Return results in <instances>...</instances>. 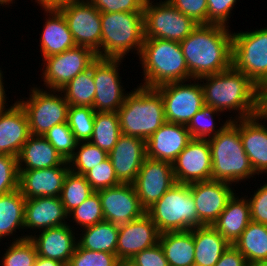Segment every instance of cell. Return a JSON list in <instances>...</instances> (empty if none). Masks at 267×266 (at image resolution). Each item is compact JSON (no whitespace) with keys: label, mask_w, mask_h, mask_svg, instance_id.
Instances as JSON below:
<instances>
[{"label":"cell","mask_w":267,"mask_h":266,"mask_svg":"<svg viewBox=\"0 0 267 266\" xmlns=\"http://www.w3.org/2000/svg\"><path fill=\"white\" fill-rule=\"evenodd\" d=\"M197 216L203 226H212L236 193L231 183L208 180L189 184Z\"/></svg>","instance_id":"ac0fdd59"},{"label":"cell","mask_w":267,"mask_h":266,"mask_svg":"<svg viewBox=\"0 0 267 266\" xmlns=\"http://www.w3.org/2000/svg\"><path fill=\"white\" fill-rule=\"evenodd\" d=\"M117 113L121 133L145 141L166 122L160 92L141 85L128 92Z\"/></svg>","instance_id":"5b68a950"},{"label":"cell","mask_w":267,"mask_h":266,"mask_svg":"<svg viewBox=\"0 0 267 266\" xmlns=\"http://www.w3.org/2000/svg\"><path fill=\"white\" fill-rule=\"evenodd\" d=\"M84 176L94 191L115 187L121 184L116 177L115 170L109 157L92 168Z\"/></svg>","instance_id":"f6af8a7d"},{"label":"cell","mask_w":267,"mask_h":266,"mask_svg":"<svg viewBox=\"0 0 267 266\" xmlns=\"http://www.w3.org/2000/svg\"><path fill=\"white\" fill-rule=\"evenodd\" d=\"M18 170L28 171L69 165L56 149L43 137L30 135L17 157Z\"/></svg>","instance_id":"83f0119b"},{"label":"cell","mask_w":267,"mask_h":266,"mask_svg":"<svg viewBox=\"0 0 267 266\" xmlns=\"http://www.w3.org/2000/svg\"><path fill=\"white\" fill-rule=\"evenodd\" d=\"M13 2L15 3V0H0V6L9 7V6H11L9 4H12Z\"/></svg>","instance_id":"680465c9"},{"label":"cell","mask_w":267,"mask_h":266,"mask_svg":"<svg viewBox=\"0 0 267 266\" xmlns=\"http://www.w3.org/2000/svg\"><path fill=\"white\" fill-rule=\"evenodd\" d=\"M97 54L84 46H75L62 53L44 58L43 85L47 90H60L79 73L90 68Z\"/></svg>","instance_id":"8fae6325"},{"label":"cell","mask_w":267,"mask_h":266,"mask_svg":"<svg viewBox=\"0 0 267 266\" xmlns=\"http://www.w3.org/2000/svg\"><path fill=\"white\" fill-rule=\"evenodd\" d=\"M143 68V83L139 85L156 88L158 86L192 80L179 42L144 38L140 56Z\"/></svg>","instance_id":"3957f363"},{"label":"cell","mask_w":267,"mask_h":266,"mask_svg":"<svg viewBox=\"0 0 267 266\" xmlns=\"http://www.w3.org/2000/svg\"><path fill=\"white\" fill-rule=\"evenodd\" d=\"M34 266H66L64 263L37 255Z\"/></svg>","instance_id":"9f6ffc18"},{"label":"cell","mask_w":267,"mask_h":266,"mask_svg":"<svg viewBox=\"0 0 267 266\" xmlns=\"http://www.w3.org/2000/svg\"><path fill=\"white\" fill-rule=\"evenodd\" d=\"M159 243L169 266H194L193 228L185 231L160 233Z\"/></svg>","instance_id":"4dcf8cb0"},{"label":"cell","mask_w":267,"mask_h":266,"mask_svg":"<svg viewBox=\"0 0 267 266\" xmlns=\"http://www.w3.org/2000/svg\"><path fill=\"white\" fill-rule=\"evenodd\" d=\"M25 203L19 189L0 195V242L16 235V229L24 230Z\"/></svg>","instance_id":"1f68e13d"},{"label":"cell","mask_w":267,"mask_h":266,"mask_svg":"<svg viewBox=\"0 0 267 266\" xmlns=\"http://www.w3.org/2000/svg\"><path fill=\"white\" fill-rule=\"evenodd\" d=\"M131 259L139 266H169L160 243L140 251Z\"/></svg>","instance_id":"816d5d0a"},{"label":"cell","mask_w":267,"mask_h":266,"mask_svg":"<svg viewBox=\"0 0 267 266\" xmlns=\"http://www.w3.org/2000/svg\"><path fill=\"white\" fill-rule=\"evenodd\" d=\"M68 213L63 206L60 197H35L26 199L24 231H38L68 224ZM35 230V231H34Z\"/></svg>","instance_id":"d4e9b609"},{"label":"cell","mask_w":267,"mask_h":266,"mask_svg":"<svg viewBox=\"0 0 267 266\" xmlns=\"http://www.w3.org/2000/svg\"><path fill=\"white\" fill-rule=\"evenodd\" d=\"M43 137L66 161L73 156L78 142L67 122L53 126Z\"/></svg>","instance_id":"7bdbcfd3"},{"label":"cell","mask_w":267,"mask_h":266,"mask_svg":"<svg viewBox=\"0 0 267 266\" xmlns=\"http://www.w3.org/2000/svg\"><path fill=\"white\" fill-rule=\"evenodd\" d=\"M95 110L88 106H69L67 123L77 142L90 141L94 127Z\"/></svg>","instance_id":"60d3db41"},{"label":"cell","mask_w":267,"mask_h":266,"mask_svg":"<svg viewBox=\"0 0 267 266\" xmlns=\"http://www.w3.org/2000/svg\"><path fill=\"white\" fill-rule=\"evenodd\" d=\"M231 66L267 92V27L232 33Z\"/></svg>","instance_id":"ba28073f"},{"label":"cell","mask_w":267,"mask_h":266,"mask_svg":"<svg viewBox=\"0 0 267 266\" xmlns=\"http://www.w3.org/2000/svg\"><path fill=\"white\" fill-rule=\"evenodd\" d=\"M238 0H207L208 24L230 27L229 19Z\"/></svg>","instance_id":"681fc988"},{"label":"cell","mask_w":267,"mask_h":266,"mask_svg":"<svg viewBox=\"0 0 267 266\" xmlns=\"http://www.w3.org/2000/svg\"><path fill=\"white\" fill-rule=\"evenodd\" d=\"M108 157L105 150L90 141L78 142L73 156L68 160L70 171L85 175Z\"/></svg>","instance_id":"ab89813d"},{"label":"cell","mask_w":267,"mask_h":266,"mask_svg":"<svg viewBox=\"0 0 267 266\" xmlns=\"http://www.w3.org/2000/svg\"><path fill=\"white\" fill-rule=\"evenodd\" d=\"M22 235L20 237L16 235L12 242H8L11 244L1 257V266H34L37 258L35 245L27 234Z\"/></svg>","instance_id":"f35d334b"},{"label":"cell","mask_w":267,"mask_h":266,"mask_svg":"<svg viewBox=\"0 0 267 266\" xmlns=\"http://www.w3.org/2000/svg\"><path fill=\"white\" fill-rule=\"evenodd\" d=\"M156 89L163 98L165 119L169 123L187 125L205 105L203 90L198 79H192V82L188 80L167 83Z\"/></svg>","instance_id":"7c38bea8"},{"label":"cell","mask_w":267,"mask_h":266,"mask_svg":"<svg viewBox=\"0 0 267 266\" xmlns=\"http://www.w3.org/2000/svg\"><path fill=\"white\" fill-rule=\"evenodd\" d=\"M68 218H72L70 223L73 221L76 227L80 226L82 229L104 221L99 194L95 191L81 205L72 210Z\"/></svg>","instance_id":"b9f144b4"},{"label":"cell","mask_w":267,"mask_h":266,"mask_svg":"<svg viewBox=\"0 0 267 266\" xmlns=\"http://www.w3.org/2000/svg\"><path fill=\"white\" fill-rule=\"evenodd\" d=\"M118 260L116 254L90 251L77 244L67 266H117Z\"/></svg>","instance_id":"ee69618b"},{"label":"cell","mask_w":267,"mask_h":266,"mask_svg":"<svg viewBox=\"0 0 267 266\" xmlns=\"http://www.w3.org/2000/svg\"><path fill=\"white\" fill-rule=\"evenodd\" d=\"M101 29L98 57L124 60L130 51L140 56L144 42L143 12H101Z\"/></svg>","instance_id":"8992f818"},{"label":"cell","mask_w":267,"mask_h":266,"mask_svg":"<svg viewBox=\"0 0 267 266\" xmlns=\"http://www.w3.org/2000/svg\"><path fill=\"white\" fill-rule=\"evenodd\" d=\"M191 140L186 125L165 122L146 140V156L172 164Z\"/></svg>","instance_id":"7402d4cb"},{"label":"cell","mask_w":267,"mask_h":266,"mask_svg":"<svg viewBox=\"0 0 267 266\" xmlns=\"http://www.w3.org/2000/svg\"><path fill=\"white\" fill-rule=\"evenodd\" d=\"M260 183L250 198L245 195L250 204L251 221L267 225V182Z\"/></svg>","instance_id":"f907efd6"},{"label":"cell","mask_w":267,"mask_h":266,"mask_svg":"<svg viewBox=\"0 0 267 266\" xmlns=\"http://www.w3.org/2000/svg\"><path fill=\"white\" fill-rule=\"evenodd\" d=\"M19 170L16 156L0 154V195L17 190Z\"/></svg>","instance_id":"bcb514c9"},{"label":"cell","mask_w":267,"mask_h":266,"mask_svg":"<svg viewBox=\"0 0 267 266\" xmlns=\"http://www.w3.org/2000/svg\"><path fill=\"white\" fill-rule=\"evenodd\" d=\"M220 114V111L217 109L204 105L186 125L192 139H209L217 135L231 121L230 119H226L223 122L224 124H220L218 129L214 117L217 116L221 120V117H219Z\"/></svg>","instance_id":"74e56055"},{"label":"cell","mask_w":267,"mask_h":266,"mask_svg":"<svg viewBox=\"0 0 267 266\" xmlns=\"http://www.w3.org/2000/svg\"><path fill=\"white\" fill-rule=\"evenodd\" d=\"M198 80L204 104L221 113H236V116L228 117L231 121L255 116L265 109V94L249 77L232 66Z\"/></svg>","instance_id":"6da1fadb"},{"label":"cell","mask_w":267,"mask_h":266,"mask_svg":"<svg viewBox=\"0 0 267 266\" xmlns=\"http://www.w3.org/2000/svg\"><path fill=\"white\" fill-rule=\"evenodd\" d=\"M249 266H267V260L255 262Z\"/></svg>","instance_id":"91938a15"},{"label":"cell","mask_w":267,"mask_h":266,"mask_svg":"<svg viewBox=\"0 0 267 266\" xmlns=\"http://www.w3.org/2000/svg\"><path fill=\"white\" fill-rule=\"evenodd\" d=\"M30 135L28 118L18 102L0 112V154L18 157Z\"/></svg>","instance_id":"484cf974"},{"label":"cell","mask_w":267,"mask_h":266,"mask_svg":"<svg viewBox=\"0 0 267 266\" xmlns=\"http://www.w3.org/2000/svg\"><path fill=\"white\" fill-rule=\"evenodd\" d=\"M58 10L65 17L75 44L97 53L101 49V12L88 0L68 3Z\"/></svg>","instance_id":"5bb4252c"},{"label":"cell","mask_w":267,"mask_h":266,"mask_svg":"<svg viewBox=\"0 0 267 266\" xmlns=\"http://www.w3.org/2000/svg\"><path fill=\"white\" fill-rule=\"evenodd\" d=\"M77 244L90 251H102L116 254L119 226L112 222L102 221L93 226L81 229Z\"/></svg>","instance_id":"d6a6232c"},{"label":"cell","mask_w":267,"mask_h":266,"mask_svg":"<svg viewBox=\"0 0 267 266\" xmlns=\"http://www.w3.org/2000/svg\"><path fill=\"white\" fill-rule=\"evenodd\" d=\"M117 112H95L90 142L109 153L121 135Z\"/></svg>","instance_id":"d590c367"},{"label":"cell","mask_w":267,"mask_h":266,"mask_svg":"<svg viewBox=\"0 0 267 266\" xmlns=\"http://www.w3.org/2000/svg\"><path fill=\"white\" fill-rule=\"evenodd\" d=\"M94 192L84 175L69 171L63 183L60 199L69 214Z\"/></svg>","instance_id":"8d00e7d4"},{"label":"cell","mask_w":267,"mask_h":266,"mask_svg":"<svg viewBox=\"0 0 267 266\" xmlns=\"http://www.w3.org/2000/svg\"><path fill=\"white\" fill-rule=\"evenodd\" d=\"M265 110L267 111V92L265 93Z\"/></svg>","instance_id":"94428289"},{"label":"cell","mask_w":267,"mask_h":266,"mask_svg":"<svg viewBox=\"0 0 267 266\" xmlns=\"http://www.w3.org/2000/svg\"><path fill=\"white\" fill-rule=\"evenodd\" d=\"M263 120L266 123L265 109L255 116L240 119L242 146L257 175L267 174V125Z\"/></svg>","instance_id":"cb8c5ba5"},{"label":"cell","mask_w":267,"mask_h":266,"mask_svg":"<svg viewBox=\"0 0 267 266\" xmlns=\"http://www.w3.org/2000/svg\"><path fill=\"white\" fill-rule=\"evenodd\" d=\"M159 236L156 225L145 213L141 218L119 226L116 256L118 259L132 258L159 243Z\"/></svg>","instance_id":"ffe728a7"},{"label":"cell","mask_w":267,"mask_h":266,"mask_svg":"<svg viewBox=\"0 0 267 266\" xmlns=\"http://www.w3.org/2000/svg\"><path fill=\"white\" fill-rule=\"evenodd\" d=\"M117 266H139V265L131 258H124L118 260Z\"/></svg>","instance_id":"6f0895ef"},{"label":"cell","mask_w":267,"mask_h":266,"mask_svg":"<svg viewBox=\"0 0 267 266\" xmlns=\"http://www.w3.org/2000/svg\"><path fill=\"white\" fill-rule=\"evenodd\" d=\"M215 266H249V264L245 256L234 245H229Z\"/></svg>","instance_id":"f5cc1de1"},{"label":"cell","mask_w":267,"mask_h":266,"mask_svg":"<svg viewBox=\"0 0 267 266\" xmlns=\"http://www.w3.org/2000/svg\"><path fill=\"white\" fill-rule=\"evenodd\" d=\"M208 142L212 158V180L239 185L256 175L242 146L240 119L230 121Z\"/></svg>","instance_id":"277c9868"},{"label":"cell","mask_w":267,"mask_h":266,"mask_svg":"<svg viewBox=\"0 0 267 266\" xmlns=\"http://www.w3.org/2000/svg\"><path fill=\"white\" fill-rule=\"evenodd\" d=\"M98 11L143 12L146 0H88Z\"/></svg>","instance_id":"c3c4849f"},{"label":"cell","mask_w":267,"mask_h":266,"mask_svg":"<svg viewBox=\"0 0 267 266\" xmlns=\"http://www.w3.org/2000/svg\"><path fill=\"white\" fill-rule=\"evenodd\" d=\"M194 266H215L231 245L213 226L193 228Z\"/></svg>","instance_id":"f546056e"},{"label":"cell","mask_w":267,"mask_h":266,"mask_svg":"<svg viewBox=\"0 0 267 266\" xmlns=\"http://www.w3.org/2000/svg\"><path fill=\"white\" fill-rule=\"evenodd\" d=\"M143 14L144 38H158L180 43L199 25L167 0H159L156 3L146 0Z\"/></svg>","instance_id":"30bf717a"},{"label":"cell","mask_w":267,"mask_h":266,"mask_svg":"<svg viewBox=\"0 0 267 266\" xmlns=\"http://www.w3.org/2000/svg\"><path fill=\"white\" fill-rule=\"evenodd\" d=\"M123 59L100 58L93 62L96 87L93 109L95 112H117L128 94L123 88L119 71ZM122 83V84H121ZM127 92V93H126Z\"/></svg>","instance_id":"4fadbf2b"},{"label":"cell","mask_w":267,"mask_h":266,"mask_svg":"<svg viewBox=\"0 0 267 266\" xmlns=\"http://www.w3.org/2000/svg\"><path fill=\"white\" fill-rule=\"evenodd\" d=\"M69 165L19 171V191L26 199L60 197Z\"/></svg>","instance_id":"603a6c76"},{"label":"cell","mask_w":267,"mask_h":266,"mask_svg":"<svg viewBox=\"0 0 267 266\" xmlns=\"http://www.w3.org/2000/svg\"><path fill=\"white\" fill-rule=\"evenodd\" d=\"M33 86L29 97L17 99V102L26 113L30 134L43 136L53 126L67 122L69 104L60 90L48 92L40 86Z\"/></svg>","instance_id":"9c48e42d"},{"label":"cell","mask_w":267,"mask_h":266,"mask_svg":"<svg viewBox=\"0 0 267 266\" xmlns=\"http://www.w3.org/2000/svg\"><path fill=\"white\" fill-rule=\"evenodd\" d=\"M233 245L249 265L267 260V225L251 221Z\"/></svg>","instance_id":"836d02e7"},{"label":"cell","mask_w":267,"mask_h":266,"mask_svg":"<svg viewBox=\"0 0 267 266\" xmlns=\"http://www.w3.org/2000/svg\"><path fill=\"white\" fill-rule=\"evenodd\" d=\"M176 184L172 164L146 158L133 183L141 206L147 210Z\"/></svg>","instance_id":"2e32d148"},{"label":"cell","mask_w":267,"mask_h":266,"mask_svg":"<svg viewBox=\"0 0 267 266\" xmlns=\"http://www.w3.org/2000/svg\"><path fill=\"white\" fill-rule=\"evenodd\" d=\"M43 11L47 18L39 40L42 60L76 46L63 14L58 9Z\"/></svg>","instance_id":"4316f807"},{"label":"cell","mask_w":267,"mask_h":266,"mask_svg":"<svg viewBox=\"0 0 267 266\" xmlns=\"http://www.w3.org/2000/svg\"><path fill=\"white\" fill-rule=\"evenodd\" d=\"M176 183L191 184L212 179L208 139H192L172 163Z\"/></svg>","instance_id":"9a60e30c"},{"label":"cell","mask_w":267,"mask_h":266,"mask_svg":"<svg viewBox=\"0 0 267 266\" xmlns=\"http://www.w3.org/2000/svg\"><path fill=\"white\" fill-rule=\"evenodd\" d=\"M74 228L68 223L41 230L37 235L29 233L28 238L35 245L38 256L60 261L67 266L77 245L74 232L77 228Z\"/></svg>","instance_id":"44dd1931"},{"label":"cell","mask_w":267,"mask_h":266,"mask_svg":"<svg viewBox=\"0 0 267 266\" xmlns=\"http://www.w3.org/2000/svg\"><path fill=\"white\" fill-rule=\"evenodd\" d=\"M77 1H83V0H35L34 2H37V5L39 4L40 7H42V10L47 9H59L60 7L68 4L73 3Z\"/></svg>","instance_id":"db71d44e"},{"label":"cell","mask_w":267,"mask_h":266,"mask_svg":"<svg viewBox=\"0 0 267 266\" xmlns=\"http://www.w3.org/2000/svg\"><path fill=\"white\" fill-rule=\"evenodd\" d=\"M101 200L105 221L118 226L141 218L146 210L141 206L133 184H123L96 191Z\"/></svg>","instance_id":"e0dca14e"},{"label":"cell","mask_w":267,"mask_h":266,"mask_svg":"<svg viewBox=\"0 0 267 266\" xmlns=\"http://www.w3.org/2000/svg\"><path fill=\"white\" fill-rule=\"evenodd\" d=\"M3 75H4V73L0 67V112L10 109L17 102V101H15L12 105L10 104V106L7 105L8 103H7L6 99H8V97H7V94L5 92L7 90H5V88H4L5 85H4L3 81H5V80H3V79L5 77ZM6 107H8V108H6Z\"/></svg>","instance_id":"11a10c76"},{"label":"cell","mask_w":267,"mask_h":266,"mask_svg":"<svg viewBox=\"0 0 267 266\" xmlns=\"http://www.w3.org/2000/svg\"><path fill=\"white\" fill-rule=\"evenodd\" d=\"M160 233L202 227L189 184L176 183L146 210Z\"/></svg>","instance_id":"52a82bcc"},{"label":"cell","mask_w":267,"mask_h":266,"mask_svg":"<svg viewBox=\"0 0 267 266\" xmlns=\"http://www.w3.org/2000/svg\"><path fill=\"white\" fill-rule=\"evenodd\" d=\"M235 193L212 225L231 245L251 222L250 204L246 196Z\"/></svg>","instance_id":"f1b7e54d"},{"label":"cell","mask_w":267,"mask_h":266,"mask_svg":"<svg viewBox=\"0 0 267 266\" xmlns=\"http://www.w3.org/2000/svg\"><path fill=\"white\" fill-rule=\"evenodd\" d=\"M69 106H88L93 108L95 98V82L93 63L90 68L79 73L60 89Z\"/></svg>","instance_id":"e575fe53"},{"label":"cell","mask_w":267,"mask_h":266,"mask_svg":"<svg viewBox=\"0 0 267 266\" xmlns=\"http://www.w3.org/2000/svg\"><path fill=\"white\" fill-rule=\"evenodd\" d=\"M197 24H208L207 0H167Z\"/></svg>","instance_id":"7dc6e473"},{"label":"cell","mask_w":267,"mask_h":266,"mask_svg":"<svg viewBox=\"0 0 267 266\" xmlns=\"http://www.w3.org/2000/svg\"><path fill=\"white\" fill-rule=\"evenodd\" d=\"M217 24H199L180 42L192 79L231 67L232 31Z\"/></svg>","instance_id":"7a4b0ae2"},{"label":"cell","mask_w":267,"mask_h":266,"mask_svg":"<svg viewBox=\"0 0 267 266\" xmlns=\"http://www.w3.org/2000/svg\"><path fill=\"white\" fill-rule=\"evenodd\" d=\"M108 157L120 183L133 184L146 156V141L121 134Z\"/></svg>","instance_id":"d6986e66"}]
</instances>
